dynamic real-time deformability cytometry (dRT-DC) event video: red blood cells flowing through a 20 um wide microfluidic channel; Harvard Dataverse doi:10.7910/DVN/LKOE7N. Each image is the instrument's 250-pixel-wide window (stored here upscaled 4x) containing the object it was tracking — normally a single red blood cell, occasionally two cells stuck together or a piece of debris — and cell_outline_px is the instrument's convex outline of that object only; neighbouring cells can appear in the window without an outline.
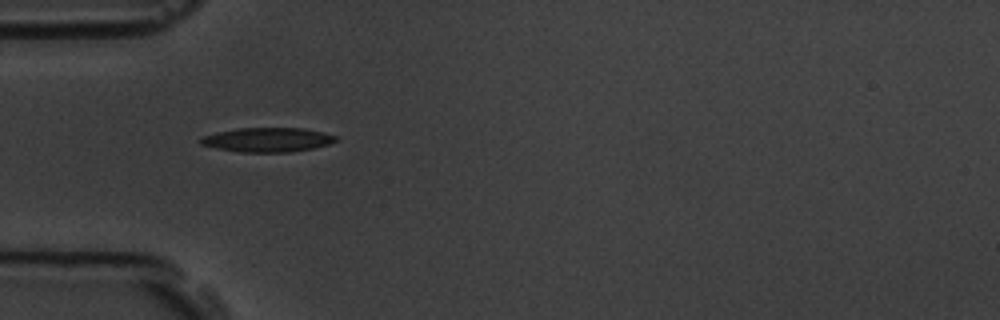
{"species": "common noctule bat (a hibernating species)", "species_latin": "Nyctalus noctula", "temperature_condition": "room temperature", "stored_images_in_passage": 40, "camera_frame_rate_fps": 3000, "um_per_image_px": 0.085, "animal": {"sex": "male", "body_mass_g": 19.5, "forearm_length_mm": 54.6}, "frame": {"image": 1, "passage_image": 1, "time_ms": 0.0, "image_size_px": [1000, 320], "cell_outline_px": [[336, 140], [328, 144], [312, 148], [292, 152], [240, 152], [216, 148], [200, 144], [196, 140], [204, 136], [216, 132], [236, 128], [304, 128], [324, 132], [336, 136]], "centroid_in_image_um": [22.69, 11.87], "position_along_channel_um": 62.3, "area_um2": 19.19}}
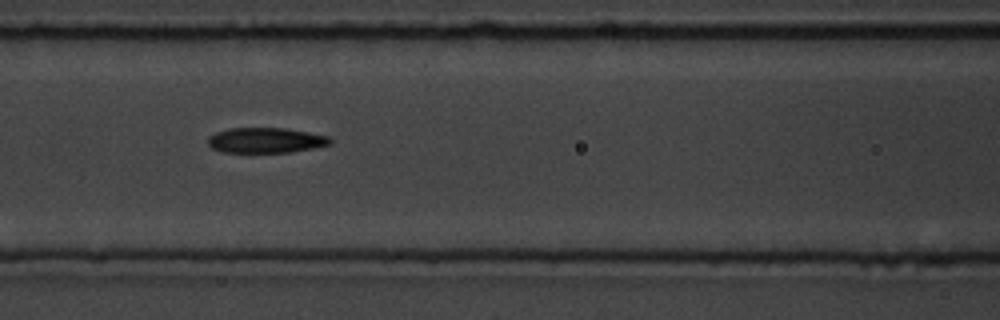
{"frame": {"image": 2, "passage_image": 8, "time_ms": 2.333, "image_size_px": [1000, 320], "cell_outline_px": [[332, 144], [312, 148], [288, 152], [224, 152], [212, 148], [208, 144], [208, 136], [216, 132], [228, 128], [284, 128], [308, 132], [328, 136], [332, 140]], "centroid_in_image_um": [22.57, 11.92], "position_along_channel_um": 144.0, "area_um2": 17.92}}
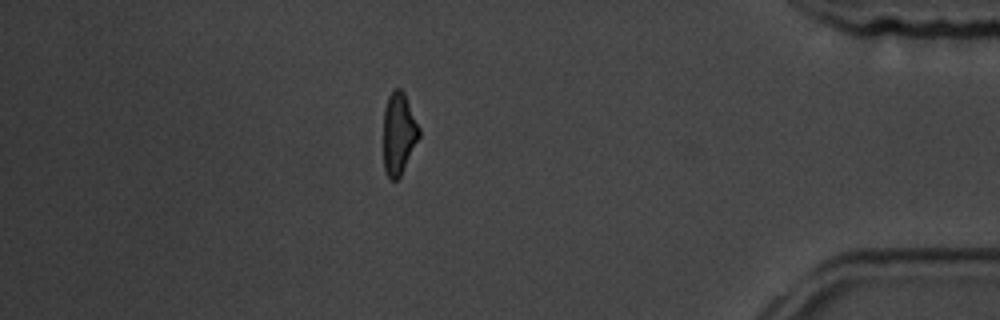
{"frame": {"image": 3, "passage_image": 33, "time_ms": 10.667, "image_size_px": [1000, 320], "cell_outline_px": [[420, 136], [400, 176], [396, 180], [392, 180], [388, 176], [384, 168], [384, 108], [388, 96], [392, 88], [400, 88], [404, 92], [420, 128]], "centroid_in_image_um": [33.89, 11.3], "position_along_channel_um": 401.3, "area_um2": 16.99}, "authors_computed_cell_mechanics": {"area_um2": 18.3226, "velocity_mm_per_s": 3.582, "shape_relaxation_time_tau1_ms": 3.78, "shape_relaxation_time_tau2_ms": 5.7602, "deformation_change_tau1": 0.1571, "deformation_change_tau2": 0.1535}}